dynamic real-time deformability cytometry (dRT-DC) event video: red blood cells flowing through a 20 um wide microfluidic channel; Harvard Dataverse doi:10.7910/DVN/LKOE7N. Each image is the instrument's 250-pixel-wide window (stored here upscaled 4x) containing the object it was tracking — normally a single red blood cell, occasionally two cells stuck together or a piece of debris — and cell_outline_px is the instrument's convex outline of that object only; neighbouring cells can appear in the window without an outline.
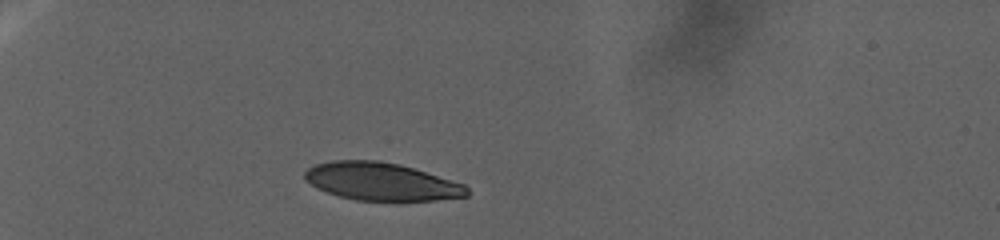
{"species": "human", "species_latin": "Homo sapiens", "temperature_condition": "warm", "stored_images_in_passage": 35, "camera_frame_rate_fps": 3000, "um_per_image_px": 0.085, "donor": {"sex": "female"}, "frame": {"image": 1, "passage_image": 1, "time_ms": 0.0, "image_size_px": [1000, 240], "cell_outline_px": [[472, 192], [468, 196], [436, 200], [356, 200], [340, 196], [316, 188], [304, 180], [304, 172], [308, 168], [316, 164], [332, 160], [380, 160], [400, 164], [464, 184]], "centroid_in_image_um": [32.4, 15.42], "position_along_channel_um": 52.6, "area_um2": 35.66}}
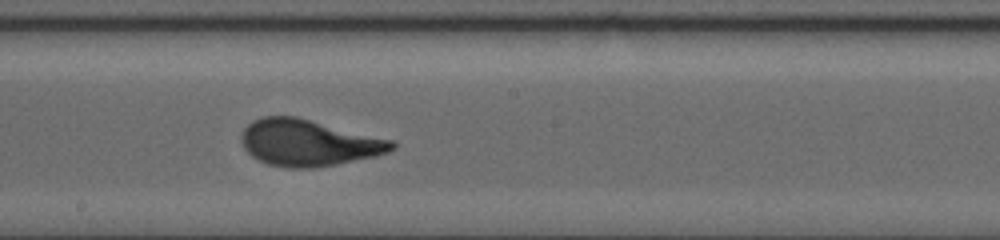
{"frame": {"image": 2, "passage_image": 20, "time_ms": 14.333, "image_size_px": [1000, 240], "cell_outline_px": [[396, 148], [388, 152], [376, 156], [336, 164], [312, 168], [288, 168], [268, 164], [252, 156], [244, 148], [240, 140], [240, 132], [252, 120], [264, 116], [296, 116], [396, 140]], "centroid_in_image_um": [26.24, 12.12], "position_along_channel_um": 222.0, "area_um2": 41.15}}
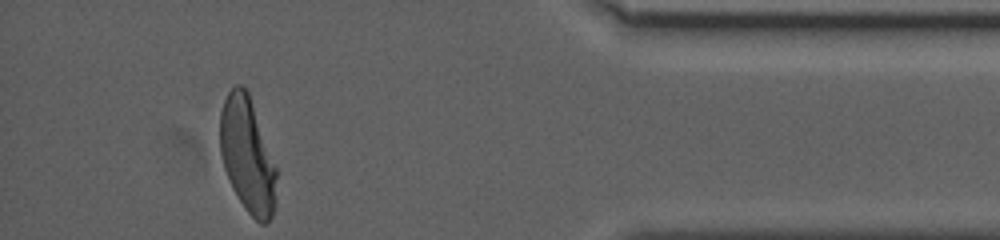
{"frame": {"image": 3, "passage_image": 35, "time_ms": 29.0, "image_size_px": [1000, 240], "cell_outline_px": [[276, 204], [272, 216], [268, 224], [260, 224], [244, 208], [232, 188], [224, 168], [220, 152], [220, 112], [224, 100], [228, 92], [236, 84], [240, 84], [248, 92], [276, 168]], "centroid_in_image_um": [21.02, 13.24], "position_along_channel_um": 414.2, "area_um2": 37.69}}